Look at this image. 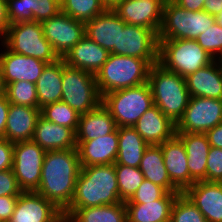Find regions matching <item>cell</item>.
I'll list each match as a JSON object with an SVG mask.
<instances>
[{
  "label": "cell",
  "mask_w": 222,
  "mask_h": 222,
  "mask_svg": "<svg viewBox=\"0 0 222 222\" xmlns=\"http://www.w3.org/2000/svg\"><path fill=\"white\" fill-rule=\"evenodd\" d=\"M80 170L81 165L76 148L47 151L40 184L35 192L52 202L64 213L73 199Z\"/></svg>",
  "instance_id": "obj_1"
},
{
  "label": "cell",
  "mask_w": 222,
  "mask_h": 222,
  "mask_svg": "<svg viewBox=\"0 0 222 222\" xmlns=\"http://www.w3.org/2000/svg\"><path fill=\"white\" fill-rule=\"evenodd\" d=\"M122 202L114 164L81 167L69 208H87Z\"/></svg>",
  "instance_id": "obj_2"
},
{
  "label": "cell",
  "mask_w": 222,
  "mask_h": 222,
  "mask_svg": "<svg viewBox=\"0 0 222 222\" xmlns=\"http://www.w3.org/2000/svg\"><path fill=\"white\" fill-rule=\"evenodd\" d=\"M148 83L154 105L177 124L190 98L185 78L157 63L150 67Z\"/></svg>",
  "instance_id": "obj_3"
},
{
  "label": "cell",
  "mask_w": 222,
  "mask_h": 222,
  "mask_svg": "<svg viewBox=\"0 0 222 222\" xmlns=\"http://www.w3.org/2000/svg\"><path fill=\"white\" fill-rule=\"evenodd\" d=\"M151 66L145 59L110 53L95 75L99 94L102 97L109 92L148 82Z\"/></svg>",
  "instance_id": "obj_4"
},
{
  "label": "cell",
  "mask_w": 222,
  "mask_h": 222,
  "mask_svg": "<svg viewBox=\"0 0 222 222\" xmlns=\"http://www.w3.org/2000/svg\"><path fill=\"white\" fill-rule=\"evenodd\" d=\"M215 16L204 10L190 11L177 5L173 0L166 1L163 6L162 23L158 32V40L192 39L204 33L214 25Z\"/></svg>",
  "instance_id": "obj_5"
},
{
  "label": "cell",
  "mask_w": 222,
  "mask_h": 222,
  "mask_svg": "<svg viewBox=\"0 0 222 222\" xmlns=\"http://www.w3.org/2000/svg\"><path fill=\"white\" fill-rule=\"evenodd\" d=\"M158 41V64L184 78L213 62V58L196 40L171 39Z\"/></svg>",
  "instance_id": "obj_6"
},
{
  "label": "cell",
  "mask_w": 222,
  "mask_h": 222,
  "mask_svg": "<svg viewBox=\"0 0 222 222\" xmlns=\"http://www.w3.org/2000/svg\"><path fill=\"white\" fill-rule=\"evenodd\" d=\"M101 103L110 112L117 127H133L138 119L154 105L148 82L106 93L102 96Z\"/></svg>",
  "instance_id": "obj_7"
},
{
  "label": "cell",
  "mask_w": 222,
  "mask_h": 222,
  "mask_svg": "<svg viewBox=\"0 0 222 222\" xmlns=\"http://www.w3.org/2000/svg\"><path fill=\"white\" fill-rule=\"evenodd\" d=\"M8 50L25 56L53 63L60 59L45 38L40 22L28 21L10 24L0 39Z\"/></svg>",
  "instance_id": "obj_8"
},
{
  "label": "cell",
  "mask_w": 222,
  "mask_h": 222,
  "mask_svg": "<svg viewBox=\"0 0 222 222\" xmlns=\"http://www.w3.org/2000/svg\"><path fill=\"white\" fill-rule=\"evenodd\" d=\"M62 88L61 101L68 104L79 114L93 110L102 102L95 75L88 71L69 66L65 61Z\"/></svg>",
  "instance_id": "obj_9"
},
{
  "label": "cell",
  "mask_w": 222,
  "mask_h": 222,
  "mask_svg": "<svg viewBox=\"0 0 222 222\" xmlns=\"http://www.w3.org/2000/svg\"><path fill=\"white\" fill-rule=\"evenodd\" d=\"M46 151L33 140L13 145V172L23 192L36 191L40 184Z\"/></svg>",
  "instance_id": "obj_10"
},
{
  "label": "cell",
  "mask_w": 222,
  "mask_h": 222,
  "mask_svg": "<svg viewBox=\"0 0 222 222\" xmlns=\"http://www.w3.org/2000/svg\"><path fill=\"white\" fill-rule=\"evenodd\" d=\"M222 123V100L190 97L176 133H206Z\"/></svg>",
  "instance_id": "obj_11"
},
{
  "label": "cell",
  "mask_w": 222,
  "mask_h": 222,
  "mask_svg": "<svg viewBox=\"0 0 222 222\" xmlns=\"http://www.w3.org/2000/svg\"><path fill=\"white\" fill-rule=\"evenodd\" d=\"M158 50V34L153 29L127 23L124 28H119L118 55L145 59L155 65Z\"/></svg>",
  "instance_id": "obj_12"
},
{
  "label": "cell",
  "mask_w": 222,
  "mask_h": 222,
  "mask_svg": "<svg viewBox=\"0 0 222 222\" xmlns=\"http://www.w3.org/2000/svg\"><path fill=\"white\" fill-rule=\"evenodd\" d=\"M41 24L45 38L59 58H64L85 36V23L73 19L62 11Z\"/></svg>",
  "instance_id": "obj_13"
},
{
  "label": "cell",
  "mask_w": 222,
  "mask_h": 222,
  "mask_svg": "<svg viewBox=\"0 0 222 222\" xmlns=\"http://www.w3.org/2000/svg\"><path fill=\"white\" fill-rule=\"evenodd\" d=\"M161 0H123L112 10L127 24L153 29L157 34L162 23Z\"/></svg>",
  "instance_id": "obj_14"
},
{
  "label": "cell",
  "mask_w": 222,
  "mask_h": 222,
  "mask_svg": "<svg viewBox=\"0 0 222 222\" xmlns=\"http://www.w3.org/2000/svg\"><path fill=\"white\" fill-rule=\"evenodd\" d=\"M1 45L4 52L0 53V68L5 85L17 81L36 83L47 63L37 58L12 52L3 44Z\"/></svg>",
  "instance_id": "obj_15"
},
{
  "label": "cell",
  "mask_w": 222,
  "mask_h": 222,
  "mask_svg": "<svg viewBox=\"0 0 222 222\" xmlns=\"http://www.w3.org/2000/svg\"><path fill=\"white\" fill-rule=\"evenodd\" d=\"M63 212L35 191L22 192L8 222H55Z\"/></svg>",
  "instance_id": "obj_16"
},
{
  "label": "cell",
  "mask_w": 222,
  "mask_h": 222,
  "mask_svg": "<svg viewBox=\"0 0 222 222\" xmlns=\"http://www.w3.org/2000/svg\"><path fill=\"white\" fill-rule=\"evenodd\" d=\"M118 127L110 134L88 141H76L81 167L114 164L118 155Z\"/></svg>",
  "instance_id": "obj_17"
},
{
  "label": "cell",
  "mask_w": 222,
  "mask_h": 222,
  "mask_svg": "<svg viewBox=\"0 0 222 222\" xmlns=\"http://www.w3.org/2000/svg\"><path fill=\"white\" fill-rule=\"evenodd\" d=\"M125 24L112 9H106L85 23V35L109 53L118 54L119 28Z\"/></svg>",
  "instance_id": "obj_18"
},
{
  "label": "cell",
  "mask_w": 222,
  "mask_h": 222,
  "mask_svg": "<svg viewBox=\"0 0 222 222\" xmlns=\"http://www.w3.org/2000/svg\"><path fill=\"white\" fill-rule=\"evenodd\" d=\"M183 194L198 208L207 222H222V183L195 182Z\"/></svg>",
  "instance_id": "obj_19"
},
{
  "label": "cell",
  "mask_w": 222,
  "mask_h": 222,
  "mask_svg": "<svg viewBox=\"0 0 222 222\" xmlns=\"http://www.w3.org/2000/svg\"><path fill=\"white\" fill-rule=\"evenodd\" d=\"M160 146L171 183L183 193L195 183L189 175L187 153L183 142L175 135Z\"/></svg>",
  "instance_id": "obj_20"
},
{
  "label": "cell",
  "mask_w": 222,
  "mask_h": 222,
  "mask_svg": "<svg viewBox=\"0 0 222 222\" xmlns=\"http://www.w3.org/2000/svg\"><path fill=\"white\" fill-rule=\"evenodd\" d=\"M6 9L9 24L42 23L61 11V0H6Z\"/></svg>",
  "instance_id": "obj_21"
},
{
  "label": "cell",
  "mask_w": 222,
  "mask_h": 222,
  "mask_svg": "<svg viewBox=\"0 0 222 222\" xmlns=\"http://www.w3.org/2000/svg\"><path fill=\"white\" fill-rule=\"evenodd\" d=\"M133 128L148 145H160L176 135V124L156 105L149 108Z\"/></svg>",
  "instance_id": "obj_22"
},
{
  "label": "cell",
  "mask_w": 222,
  "mask_h": 222,
  "mask_svg": "<svg viewBox=\"0 0 222 222\" xmlns=\"http://www.w3.org/2000/svg\"><path fill=\"white\" fill-rule=\"evenodd\" d=\"M32 140L46 152L76 148V133L71 128L50 122L41 115L36 121Z\"/></svg>",
  "instance_id": "obj_23"
},
{
  "label": "cell",
  "mask_w": 222,
  "mask_h": 222,
  "mask_svg": "<svg viewBox=\"0 0 222 222\" xmlns=\"http://www.w3.org/2000/svg\"><path fill=\"white\" fill-rule=\"evenodd\" d=\"M40 109L10 103L5 139L11 143L32 140Z\"/></svg>",
  "instance_id": "obj_24"
},
{
  "label": "cell",
  "mask_w": 222,
  "mask_h": 222,
  "mask_svg": "<svg viewBox=\"0 0 222 222\" xmlns=\"http://www.w3.org/2000/svg\"><path fill=\"white\" fill-rule=\"evenodd\" d=\"M109 52L86 35L63 58L69 66L96 75L107 61Z\"/></svg>",
  "instance_id": "obj_25"
},
{
  "label": "cell",
  "mask_w": 222,
  "mask_h": 222,
  "mask_svg": "<svg viewBox=\"0 0 222 222\" xmlns=\"http://www.w3.org/2000/svg\"><path fill=\"white\" fill-rule=\"evenodd\" d=\"M187 153L188 170L194 182L206 181L210 144L205 133H176Z\"/></svg>",
  "instance_id": "obj_26"
},
{
  "label": "cell",
  "mask_w": 222,
  "mask_h": 222,
  "mask_svg": "<svg viewBox=\"0 0 222 222\" xmlns=\"http://www.w3.org/2000/svg\"><path fill=\"white\" fill-rule=\"evenodd\" d=\"M190 97L222 100V73L213 61L185 77Z\"/></svg>",
  "instance_id": "obj_27"
},
{
  "label": "cell",
  "mask_w": 222,
  "mask_h": 222,
  "mask_svg": "<svg viewBox=\"0 0 222 222\" xmlns=\"http://www.w3.org/2000/svg\"><path fill=\"white\" fill-rule=\"evenodd\" d=\"M179 194L167 192L162 198L145 204L125 203L127 222H170L172 205Z\"/></svg>",
  "instance_id": "obj_28"
},
{
  "label": "cell",
  "mask_w": 222,
  "mask_h": 222,
  "mask_svg": "<svg viewBox=\"0 0 222 222\" xmlns=\"http://www.w3.org/2000/svg\"><path fill=\"white\" fill-rule=\"evenodd\" d=\"M116 123L107 108L100 103L87 113L80 114L76 141H88L112 133Z\"/></svg>",
  "instance_id": "obj_29"
},
{
  "label": "cell",
  "mask_w": 222,
  "mask_h": 222,
  "mask_svg": "<svg viewBox=\"0 0 222 222\" xmlns=\"http://www.w3.org/2000/svg\"><path fill=\"white\" fill-rule=\"evenodd\" d=\"M63 68V58L53 63H47L44 67L41 76L35 83L39 109L61 101Z\"/></svg>",
  "instance_id": "obj_30"
},
{
  "label": "cell",
  "mask_w": 222,
  "mask_h": 222,
  "mask_svg": "<svg viewBox=\"0 0 222 222\" xmlns=\"http://www.w3.org/2000/svg\"><path fill=\"white\" fill-rule=\"evenodd\" d=\"M139 169L143 173L146 180L163 187L170 193H181L172 183L169 178L166 166L164 164L162 149L160 145H148Z\"/></svg>",
  "instance_id": "obj_31"
},
{
  "label": "cell",
  "mask_w": 222,
  "mask_h": 222,
  "mask_svg": "<svg viewBox=\"0 0 222 222\" xmlns=\"http://www.w3.org/2000/svg\"><path fill=\"white\" fill-rule=\"evenodd\" d=\"M118 155L114 165L139 167L143 154L148 147L145 140L133 127H118Z\"/></svg>",
  "instance_id": "obj_32"
},
{
  "label": "cell",
  "mask_w": 222,
  "mask_h": 222,
  "mask_svg": "<svg viewBox=\"0 0 222 222\" xmlns=\"http://www.w3.org/2000/svg\"><path fill=\"white\" fill-rule=\"evenodd\" d=\"M64 214L69 215L74 222H127L123 201L97 207L68 208Z\"/></svg>",
  "instance_id": "obj_33"
},
{
  "label": "cell",
  "mask_w": 222,
  "mask_h": 222,
  "mask_svg": "<svg viewBox=\"0 0 222 222\" xmlns=\"http://www.w3.org/2000/svg\"><path fill=\"white\" fill-rule=\"evenodd\" d=\"M106 9L101 0H61V11L82 23L91 21Z\"/></svg>",
  "instance_id": "obj_34"
},
{
  "label": "cell",
  "mask_w": 222,
  "mask_h": 222,
  "mask_svg": "<svg viewBox=\"0 0 222 222\" xmlns=\"http://www.w3.org/2000/svg\"><path fill=\"white\" fill-rule=\"evenodd\" d=\"M40 115L50 122L71 128L75 133L78 129L80 114L63 101L42 107Z\"/></svg>",
  "instance_id": "obj_35"
},
{
  "label": "cell",
  "mask_w": 222,
  "mask_h": 222,
  "mask_svg": "<svg viewBox=\"0 0 222 222\" xmlns=\"http://www.w3.org/2000/svg\"><path fill=\"white\" fill-rule=\"evenodd\" d=\"M117 176L119 197L121 201H128L137 191L141 183L145 180L139 167L127 165H114Z\"/></svg>",
  "instance_id": "obj_36"
},
{
  "label": "cell",
  "mask_w": 222,
  "mask_h": 222,
  "mask_svg": "<svg viewBox=\"0 0 222 222\" xmlns=\"http://www.w3.org/2000/svg\"><path fill=\"white\" fill-rule=\"evenodd\" d=\"M6 96L11 104L39 108L35 83L27 81L9 83L6 85Z\"/></svg>",
  "instance_id": "obj_37"
},
{
  "label": "cell",
  "mask_w": 222,
  "mask_h": 222,
  "mask_svg": "<svg viewBox=\"0 0 222 222\" xmlns=\"http://www.w3.org/2000/svg\"><path fill=\"white\" fill-rule=\"evenodd\" d=\"M170 222H207L204 215L183 194H179L171 209Z\"/></svg>",
  "instance_id": "obj_38"
},
{
  "label": "cell",
  "mask_w": 222,
  "mask_h": 222,
  "mask_svg": "<svg viewBox=\"0 0 222 222\" xmlns=\"http://www.w3.org/2000/svg\"><path fill=\"white\" fill-rule=\"evenodd\" d=\"M196 41L214 59L222 50V27L214 23L201 33Z\"/></svg>",
  "instance_id": "obj_39"
},
{
  "label": "cell",
  "mask_w": 222,
  "mask_h": 222,
  "mask_svg": "<svg viewBox=\"0 0 222 222\" xmlns=\"http://www.w3.org/2000/svg\"><path fill=\"white\" fill-rule=\"evenodd\" d=\"M167 191L151 181L144 180L135 194L126 202L124 203H142L145 204L150 201H156L162 198Z\"/></svg>",
  "instance_id": "obj_40"
},
{
  "label": "cell",
  "mask_w": 222,
  "mask_h": 222,
  "mask_svg": "<svg viewBox=\"0 0 222 222\" xmlns=\"http://www.w3.org/2000/svg\"><path fill=\"white\" fill-rule=\"evenodd\" d=\"M206 182L222 183V149L211 146L206 166Z\"/></svg>",
  "instance_id": "obj_41"
},
{
  "label": "cell",
  "mask_w": 222,
  "mask_h": 222,
  "mask_svg": "<svg viewBox=\"0 0 222 222\" xmlns=\"http://www.w3.org/2000/svg\"><path fill=\"white\" fill-rule=\"evenodd\" d=\"M23 191L20 189L13 169L0 171V197L19 196Z\"/></svg>",
  "instance_id": "obj_42"
},
{
  "label": "cell",
  "mask_w": 222,
  "mask_h": 222,
  "mask_svg": "<svg viewBox=\"0 0 222 222\" xmlns=\"http://www.w3.org/2000/svg\"><path fill=\"white\" fill-rule=\"evenodd\" d=\"M13 145L5 138H0V171L13 167Z\"/></svg>",
  "instance_id": "obj_43"
},
{
  "label": "cell",
  "mask_w": 222,
  "mask_h": 222,
  "mask_svg": "<svg viewBox=\"0 0 222 222\" xmlns=\"http://www.w3.org/2000/svg\"><path fill=\"white\" fill-rule=\"evenodd\" d=\"M18 196L0 197V222H8L13 215Z\"/></svg>",
  "instance_id": "obj_44"
},
{
  "label": "cell",
  "mask_w": 222,
  "mask_h": 222,
  "mask_svg": "<svg viewBox=\"0 0 222 222\" xmlns=\"http://www.w3.org/2000/svg\"><path fill=\"white\" fill-rule=\"evenodd\" d=\"M10 103L6 95L0 96V138H5L6 121Z\"/></svg>",
  "instance_id": "obj_45"
},
{
  "label": "cell",
  "mask_w": 222,
  "mask_h": 222,
  "mask_svg": "<svg viewBox=\"0 0 222 222\" xmlns=\"http://www.w3.org/2000/svg\"><path fill=\"white\" fill-rule=\"evenodd\" d=\"M210 146L222 149V123L211 128L206 133Z\"/></svg>",
  "instance_id": "obj_46"
},
{
  "label": "cell",
  "mask_w": 222,
  "mask_h": 222,
  "mask_svg": "<svg viewBox=\"0 0 222 222\" xmlns=\"http://www.w3.org/2000/svg\"><path fill=\"white\" fill-rule=\"evenodd\" d=\"M180 7L190 11L203 10L205 0H173Z\"/></svg>",
  "instance_id": "obj_47"
},
{
  "label": "cell",
  "mask_w": 222,
  "mask_h": 222,
  "mask_svg": "<svg viewBox=\"0 0 222 222\" xmlns=\"http://www.w3.org/2000/svg\"><path fill=\"white\" fill-rule=\"evenodd\" d=\"M7 18L6 0H0V39L6 34L9 27Z\"/></svg>",
  "instance_id": "obj_48"
},
{
  "label": "cell",
  "mask_w": 222,
  "mask_h": 222,
  "mask_svg": "<svg viewBox=\"0 0 222 222\" xmlns=\"http://www.w3.org/2000/svg\"><path fill=\"white\" fill-rule=\"evenodd\" d=\"M203 10L216 16L222 11V0H205Z\"/></svg>",
  "instance_id": "obj_49"
},
{
  "label": "cell",
  "mask_w": 222,
  "mask_h": 222,
  "mask_svg": "<svg viewBox=\"0 0 222 222\" xmlns=\"http://www.w3.org/2000/svg\"><path fill=\"white\" fill-rule=\"evenodd\" d=\"M101 1L107 9H112L123 0H101Z\"/></svg>",
  "instance_id": "obj_50"
},
{
  "label": "cell",
  "mask_w": 222,
  "mask_h": 222,
  "mask_svg": "<svg viewBox=\"0 0 222 222\" xmlns=\"http://www.w3.org/2000/svg\"><path fill=\"white\" fill-rule=\"evenodd\" d=\"M213 61L216 63L218 69L222 73V50L214 57Z\"/></svg>",
  "instance_id": "obj_51"
},
{
  "label": "cell",
  "mask_w": 222,
  "mask_h": 222,
  "mask_svg": "<svg viewBox=\"0 0 222 222\" xmlns=\"http://www.w3.org/2000/svg\"><path fill=\"white\" fill-rule=\"evenodd\" d=\"M6 95V85L2 76V71L0 68V96Z\"/></svg>",
  "instance_id": "obj_52"
},
{
  "label": "cell",
  "mask_w": 222,
  "mask_h": 222,
  "mask_svg": "<svg viewBox=\"0 0 222 222\" xmlns=\"http://www.w3.org/2000/svg\"><path fill=\"white\" fill-rule=\"evenodd\" d=\"M55 222H74L69 215L62 214Z\"/></svg>",
  "instance_id": "obj_53"
},
{
  "label": "cell",
  "mask_w": 222,
  "mask_h": 222,
  "mask_svg": "<svg viewBox=\"0 0 222 222\" xmlns=\"http://www.w3.org/2000/svg\"><path fill=\"white\" fill-rule=\"evenodd\" d=\"M215 22L222 27V11L215 16Z\"/></svg>",
  "instance_id": "obj_54"
}]
</instances>
